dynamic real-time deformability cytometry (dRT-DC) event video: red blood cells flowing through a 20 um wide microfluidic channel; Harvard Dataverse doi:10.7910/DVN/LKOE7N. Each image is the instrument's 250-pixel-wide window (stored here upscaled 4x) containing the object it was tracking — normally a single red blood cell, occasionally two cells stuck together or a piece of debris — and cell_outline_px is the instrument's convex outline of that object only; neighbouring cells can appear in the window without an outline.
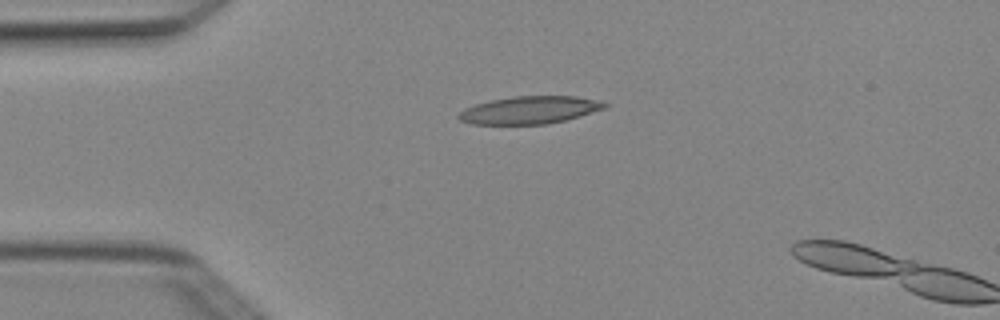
{"species": "Egyptian fruit bat (a non-hibernating species)", "species_latin": "Rousettus aegyptiacus", "temperature_condition": "cold", "stored_images_in_passage": 2, "camera_frame_rate_fps": 3000, "um_per_image_px": 0.085, "animal": {"sex": "female"}, "frame": {"image": 1, "passage_image": 1, "time_ms": 0.0, "image_size_px": [1000, 320], "cell_outline_px": [[608, 104], [604, 108], [580, 116], [564, 120], [544, 124], [472, 124], [460, 120], [456, 116], [464, 108], [476, 104], [492, 100], [512, 96], [576, 96], [596, 100]], "centroid_in_image_um": [44.98, 9.35], "position_along_channel_um": 40.0, "area_um2": 23.24}}